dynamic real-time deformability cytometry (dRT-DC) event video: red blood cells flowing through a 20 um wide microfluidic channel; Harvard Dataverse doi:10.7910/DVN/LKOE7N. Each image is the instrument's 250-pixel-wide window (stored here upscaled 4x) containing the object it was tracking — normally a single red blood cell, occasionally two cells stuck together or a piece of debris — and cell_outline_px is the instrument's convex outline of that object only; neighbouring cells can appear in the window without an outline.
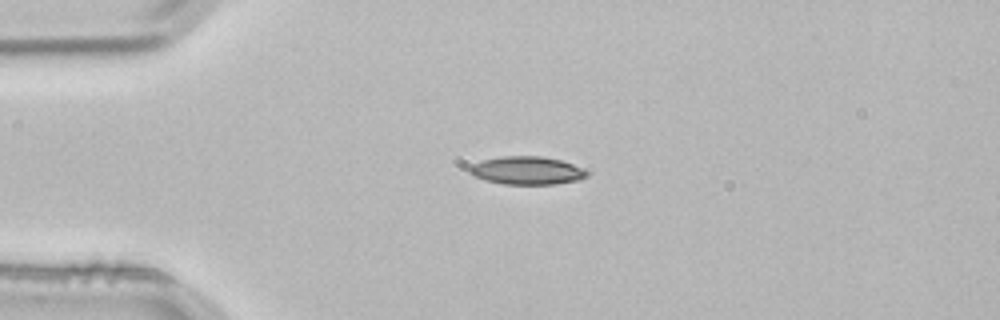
{"species": "common noctule bat (a hibernating species)", "species_latin": "Nyctalus noctula", "temperature_condition": "room temperature", "stored_images_in_passage": 2, "camera_frame_rate_fps": 3000, "um_per_image_px": 0.085, "animal": {"sex": "male", "body_mass_g": 21.5, "forearm_length_mm": 52.0}, "frame": {"image": 1, "passage_image": 1, "time_ms": 0.0, "image_size_px": [1000, 320], "cell_outline_px": [[588, 176], [580, 180], [556, 184], [504, 184], [484, 180], [468, 172], [468, 168], [472, 164], [484, 160], [500, 156], [540, 156], [560, 160], [584, 168], [588, 172]], "centroid_in_image_um": [44.8, 14.5], "position_along_channel_um": 40.2, "area_um2": 19.25}}
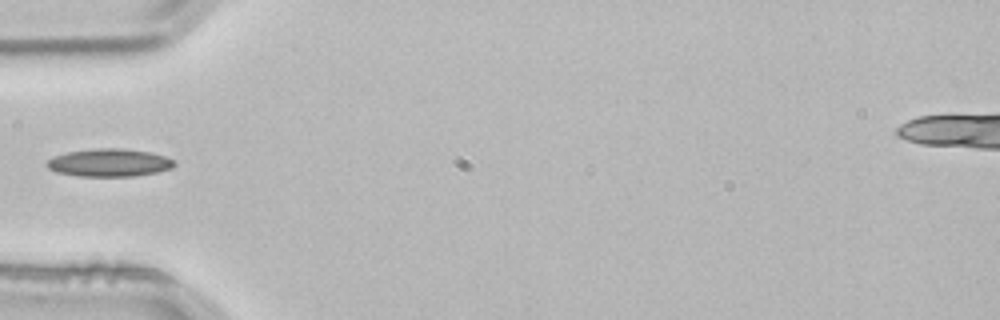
{"frame": {"image": 2, "passage_image": 2, "time_ms": 0.333, "image_size_px": [1000, 320], "cell_outline_px": [[176, 164], [172, 168], [156, 172], [132, 176], [80, 176], [56, 172], [48, 168], [44, 164], [52, 156], [68, 152], [96, 148], [124, 148], [152, 152], [164, 156], [172, 160]], "centroid_in_image_um": [9.26, 13.82], "position_along_channel_um": 75.7, "area_um2": 20.69}}